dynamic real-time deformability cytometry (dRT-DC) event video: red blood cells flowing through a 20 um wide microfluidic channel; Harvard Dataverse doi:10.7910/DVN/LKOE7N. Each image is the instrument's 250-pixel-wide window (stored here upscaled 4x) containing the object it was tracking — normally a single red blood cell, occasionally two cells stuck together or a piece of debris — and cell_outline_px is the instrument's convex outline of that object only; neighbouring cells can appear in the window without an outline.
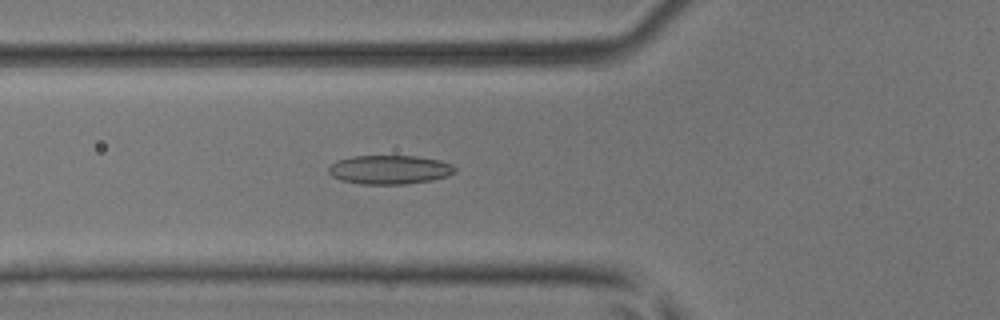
{"species": "common noctule bat (a hibernating species)", "species_latin": "Nyctalus noctula", "temperature_condition": "room temperature", "stored_images_in_passage": 40, "camera_frame_rate_fps": 3000, "um_per_image_px": 0.085, "animal": {"sex": "male", "body_mass_g": 17.9, "forearm_length_mm": 54.2}, "frame": {"image": 1, "passage_image": 8, "time_ms": 2.333, "image_size_px": [1000, 320], "cell_outline_px": [[456, 172], [448, 176], [432, 180], [404, 184], [360, 184], [340, 180], [332, 176], [328, 172], [328, 168], [336, 160], [352, 156], [416, 156], [440, 160], [452, 164], [456, 168]], "centroid_in_image_um": [33.12, 14.42], "position_along_channel_um": 92.7, "area_um2": 21.44}}
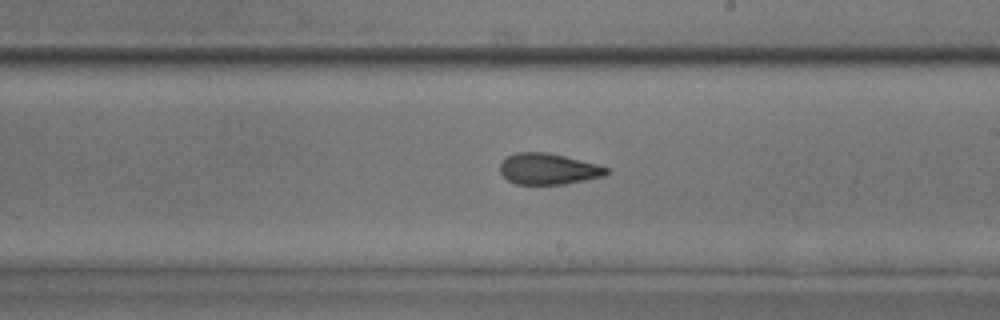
{"frame": {"image": 2, "passage_image": 19, "time_ms": 6.0, "image_size_px": [1000, 320], "cell_outline_px": [[608, 172], [604, 176], [564, 184], [516, 184], [508, 180], [500, 172], [500, 164], [504, 156], [516, 152], [548, 152], [596, 164], [608, 168]], "centroid_in_image_um": [46.55, 14.35], "position_along_channel_um": 242.4, "area_um2": 19.25}}
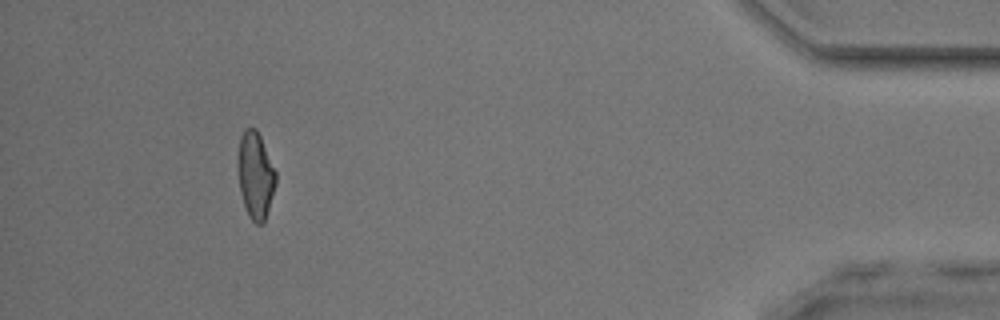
{"frame": {"image": 3, "passage_image": 36, "time_ms": 11.667, "image_size_px": [1000, 320], "cell_outline_px": [[276, 184], [264, 224], [256, 224], [248, 216], [240, 192], [236, 164], [240, 136], [244, 128], [256, 128], [260, 136], [276, 172]], "centroid_in_image_um": [21.69, 14.9], "position_along_channel_um": 413.5, "area_um2": 19.42}, "authors_computed_cell_mechanics": {"area_um2": 19.5653, "velocity_mm_per_s": 4.0854, "shape_relaxation_time_tau1_ms": 8.3509, "shape_relaxation_time_tau2_ms": 2.1712, "deformation_change_tau1": 0.2004, "deformation_change_tau2": 0.0955}}